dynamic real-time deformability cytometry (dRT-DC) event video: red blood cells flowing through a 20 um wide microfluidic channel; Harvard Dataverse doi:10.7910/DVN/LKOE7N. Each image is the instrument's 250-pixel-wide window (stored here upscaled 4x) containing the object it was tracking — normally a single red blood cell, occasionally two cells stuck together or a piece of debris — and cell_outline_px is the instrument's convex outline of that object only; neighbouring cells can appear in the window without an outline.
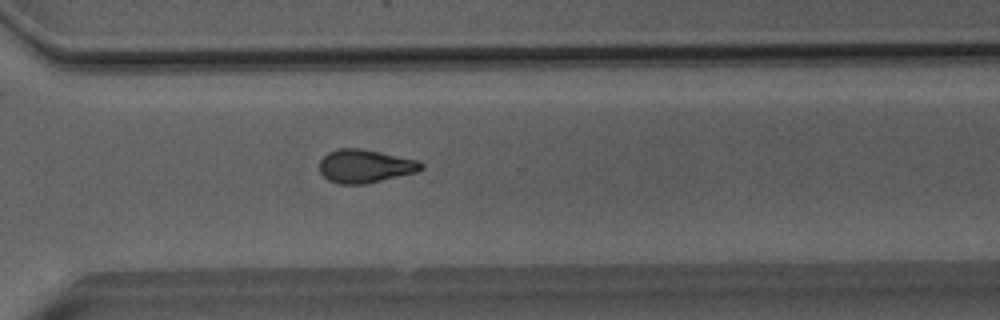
{"species": "Egyptian fruit bat (a non-hibernating species)", "species_latin": "Rousettus aegyptiacus", "temperature_condition": "room temperature", "stored_images_in_passage": 44, "camera_frame_rate_fps": 3000, "um_per_image_px": 0.085, "animal": {"sex": "male"}, "frame": {"image": 1, "passage_image": 37, "time_ms": 12.0, "image_size_px": [1000, 320], "cell_outline_px": [[424, 168], [416, 172], [364, 184], [340, 184], [328, 180], [320, 172], [320, 160], [328, 152], [340, 148], [360, 148], [420, 160], [424, 164]], "centroid_in_image_um": [31.05, 14.11], "position_along_channel_um": 339.6, "area_um2": 19.71}}
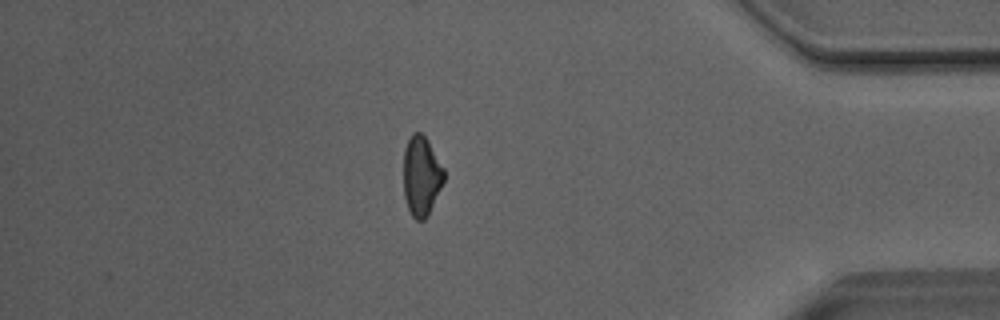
{"frame": {"image": 2, "passage_image": 44, "time_ms": 14.333, "image_size_px": [1000, 320], "cell_outline_px": [[444, 180], [428, 216], [424, 220], [416, 220], [412, 216], [408, 208], [404, 196], [404, 148], [412, 132], [420, 132], [428, 140], [444, 168]], "centroid_in_image_um": [35.81, 14.95], "position_along_channel_um": 399.4, "area_um2": 18.79}, "authors_computed_cell_mechanics": {"area_um2": 20.0855, "velocity_mm_per_s": 4.0602, "shape_relaxation_time_tau1_ms": 3.6891, "shape_relaxation_time_tau2_ms": 4.6257, "deformation_change_tau1": 0.1484, "deformation_change_tau2": 0.1274}}